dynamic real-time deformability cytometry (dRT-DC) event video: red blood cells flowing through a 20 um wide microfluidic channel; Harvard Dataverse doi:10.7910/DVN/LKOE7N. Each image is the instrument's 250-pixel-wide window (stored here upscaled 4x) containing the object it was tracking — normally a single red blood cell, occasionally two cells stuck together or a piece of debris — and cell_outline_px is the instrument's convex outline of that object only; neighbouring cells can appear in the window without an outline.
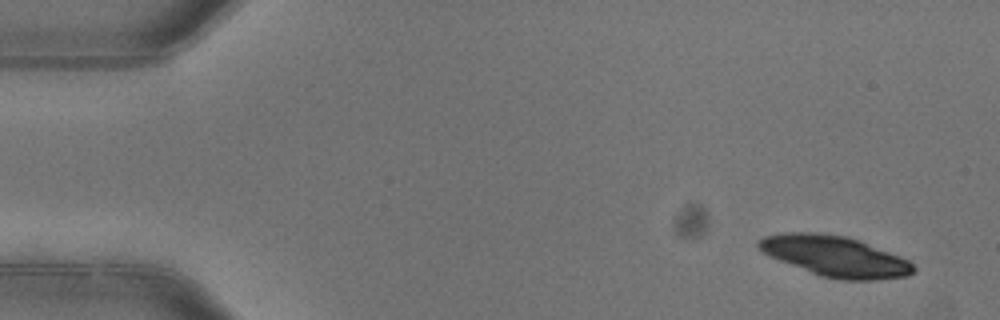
{"species": "common noctule bat (a hibernating species)", "species_latin": "Nyctalus noctula", "temperature_condition": "warm", "stored_images_in_passage": 4, "camera_frame_rate_fps": 3000, "um_per_image_px": 0.085, "animal": {"sex": "female"}, "frame": {"image": 1, "passage_image": 1, "time_ms": 0.0, "image_size_px": [1000, 320], "cell_outline_px": [[916, 268], [908, 276], [872, 280], [840, 280], [820, 276], [780, 260], [764, 252], [756, 244], [764, 236], [788, 232], [812, 232], [844, 236], [860, 240], [900, 256], [908, 260]], "centroid_in_image_um": [71.02, 21.78], "position_along_channel_um": 14.0, "area_um2": 36.18}}